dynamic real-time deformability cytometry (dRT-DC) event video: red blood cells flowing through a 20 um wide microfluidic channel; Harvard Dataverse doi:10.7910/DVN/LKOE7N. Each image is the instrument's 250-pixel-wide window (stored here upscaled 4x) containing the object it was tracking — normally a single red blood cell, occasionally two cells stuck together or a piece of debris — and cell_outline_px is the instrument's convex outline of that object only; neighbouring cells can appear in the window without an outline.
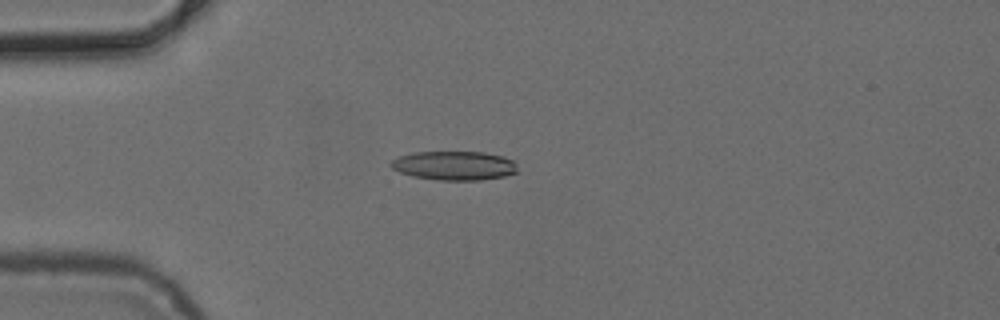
{"species": "common noctule bat (a hibernating species)", "species_latin": "Nyctalus noctula", "temperature_condition": "cold", "stored_images_in_passage": 4, "camera_frame_rate_fps": 3000, "um_per_image_px": 0.085, "animal": {"sex": "female", "body_mass_g": 24.6, "forearm_length_mm": 56.2}, "frame": {"image": 1, "passage_image": 4, "time_ms": 3.667, "image_size_px": [1000, 320], "cell_outline_px": [[516, 172], [504, 176], [480, 180], [440, 180], [412, 176], [400, 172], [392, 168], [388, 164], [392, 160], [400, 156], [412, 152], [484, 152], [504, 156], [512, 160], [516, 164]], "centroid_in_image_um": [38.59, 14.07], "position_along_channel_um": 46.4, "area_um2": 21.39}}